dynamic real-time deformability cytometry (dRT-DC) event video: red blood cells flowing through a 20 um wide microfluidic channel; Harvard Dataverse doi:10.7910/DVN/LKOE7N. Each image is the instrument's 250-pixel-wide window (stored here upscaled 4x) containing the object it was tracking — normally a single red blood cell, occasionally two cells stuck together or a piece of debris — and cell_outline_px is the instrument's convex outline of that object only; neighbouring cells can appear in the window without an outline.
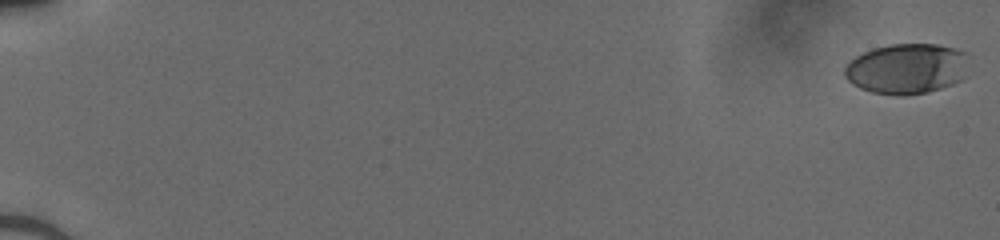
{"species": "human", "species_latin": "Homo sapiens", "temperature_condition": "cold", "stored_images_in_passage": 52, "camera_frame_rate_fps": 3000, "um_per_image_px": 0.085, "donor": {"sex": "male"}, "frame": {"image": 1, "passage_image": 1, "time_ms": 0.0, "image_size_px": [1000, 240], "cell_outline_px": [[968, 52], [960, 80], [952, 84], [928, 92], [904, 96], [896, 96], [872, 92], [860, 88], [852, 84], [844, 76], [844, 68], [856, 56], [872, 48], [892, 44], [936, 44], [956, 48]], "centroid_in_image_um": [77.03, 5.84], "position_along_channel_um": 8.0, "area_um2": 36.36}}
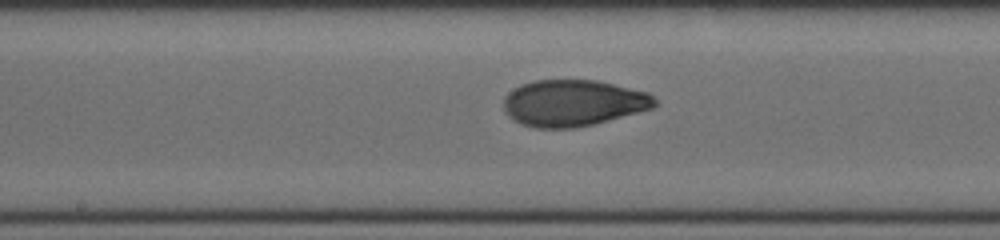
{"frame": {"image": 2, "passage_image": 30, "time_ms": 9.667, "image_size_px": [1000, 240], "cell_outline_px": [[660, 104], [652, 108], [608, 120], [576, 128], [536, 128], [520, 124], [512, 120], [504, 112], [504, 96], [508, 92], [520, 84], [532, 80], [596, 80], [648, 92]], "centroid_in_image_um": [48.68, 8.75], "position_along_channel_um": 199.5, "area_um2": 41.1}}
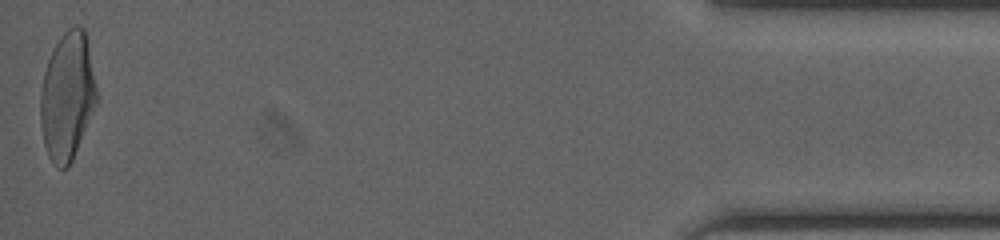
{"frame": {"image": 3, "passage_image": 52, "time_ms": 17.0, "image_size_px": [1000, 240], "cell_outline_px": [[96, 104], [72, 160], [68, 168], [60, 168], [48, 156], [44, 144], [40, 124], [40, 92], [44, 72], [48, 60], [60, 36], [68, 28], [76, 24], [84, 28], [96, 88]], "centroid_in_image_um": [5.69, 8.18], "position_along_channel_um": 429.5, "area_um2": 41.27}}